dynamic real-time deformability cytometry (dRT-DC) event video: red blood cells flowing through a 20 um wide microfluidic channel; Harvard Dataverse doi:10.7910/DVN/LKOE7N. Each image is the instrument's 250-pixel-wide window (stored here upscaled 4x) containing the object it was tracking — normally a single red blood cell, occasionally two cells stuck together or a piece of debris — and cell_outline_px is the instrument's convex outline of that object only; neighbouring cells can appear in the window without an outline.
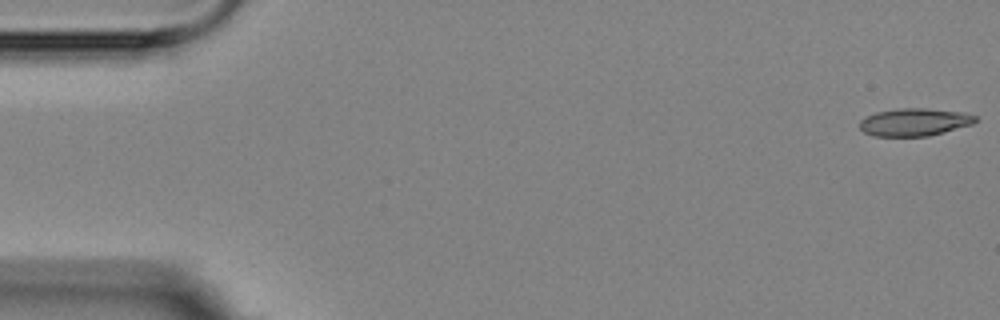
{"species": "Egyptian fruit bat (a non-hibernating species)", "species_latin": "Rousettus aegyptiacus", "temperature_condition": "room temperature", "stored_images_in_passage": 7, "camera_frame_rate_fps": 3000, "um_per_image_px": 0.085, "animal": {"sex": "female"}, "frame": {"image": 1, "passage_image": 1, "time_ms": 0.0, "image_size_px": [1000, 320], "cell_outline_px": [[980, 120], [972, 124], [944, 132], [928, 136], [872, 136], [864, 132], [860, 128], [860, 120], [864, 116], [876, 112], [900, 108], [928, 108], [964, 112], [976, 116]], "centroid_in_image_um": [77.74, 10.37], "position_along_channel_um": 7.3, "area_um2": 18.84}}
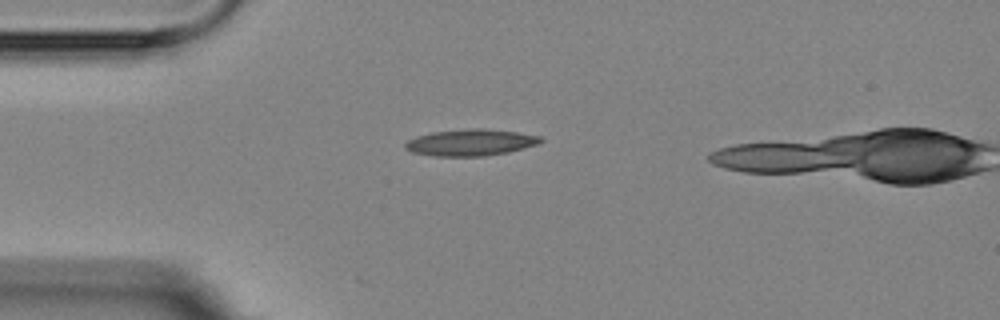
{"frame": {"image": 2, "passage_image": 5, "time_ms": 4.333, "image_size_px": [1000, 320], "cell_outline_px": [[544, 140], [540, 144], [508, 152], [484, 156], [432, 156], [412, 152], [404, 148], [404, 144], [408, 140], [416, 136], [432, 132], [468, 128], [484, 128], [516, 132], [540, 136]], "centroid_in_image_um": [40.0, 12.11], "position_along_channel_um": 45.0, "area_um2": 21.1}}